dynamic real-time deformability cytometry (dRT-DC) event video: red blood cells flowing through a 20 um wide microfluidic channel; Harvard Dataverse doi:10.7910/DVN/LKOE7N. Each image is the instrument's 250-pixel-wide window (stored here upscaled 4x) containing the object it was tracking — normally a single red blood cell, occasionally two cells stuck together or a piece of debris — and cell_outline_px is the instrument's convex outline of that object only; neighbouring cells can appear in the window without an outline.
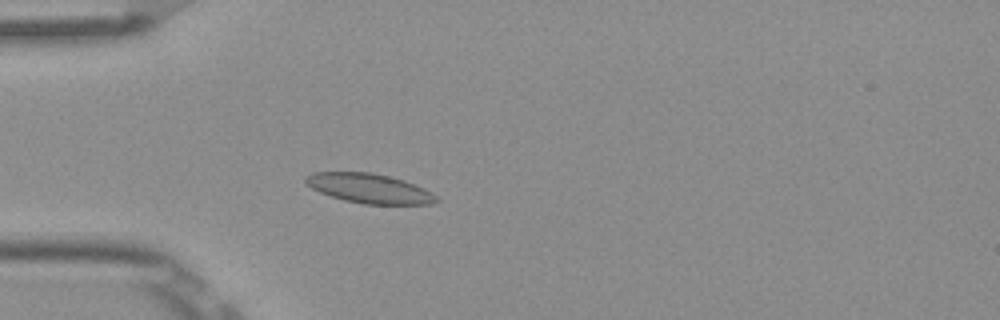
{"species": "Egyptian fruit bat (a non-hibernating species)", "species_latin": "Rousettus aegyptiacus", "temperature_condition": "room temperature", "stored_images_in_passage": 34, "camera_frame_rate_fps": 3000, "um_per_image_px": 0.085, "frame": {"image": 1, "passage_image": 7, "time_ms": 2.0, "image_size_px": [1000, 320], "cell_outline_px": [[440, 200], [432, 204], [364, 204], [344, 200], [320, 192], [312, 188], [304, 180], [304, 176], [312, 172], [372, 172], [404, 180], [424, 188], [436, 196]], "centroid_in_image_um": [31.39, 16.01], "position_along_channel_um": 53.6, "area_um2": 22.43}}
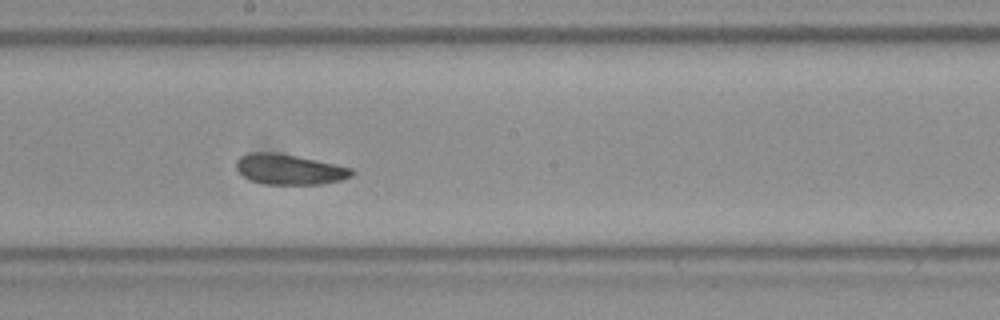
{"frame": {"image": 2, "passage_image": 21, "time_ms": 6.667, "image_size_px": [1000, 320], "cell_outline_px": [[356, 172], [352, 176], [340, 180], [320, 184], [264, 184], [252, 180], [244, 176], [236, 168], [236, 160], [240, 156], [252, 152], [276, 152], [316, 160], [352, 168]], "centroid_in_image_um": [24.6, 14.39], "position_along_channel_um": 223.6, "area_um2": 20.29}}
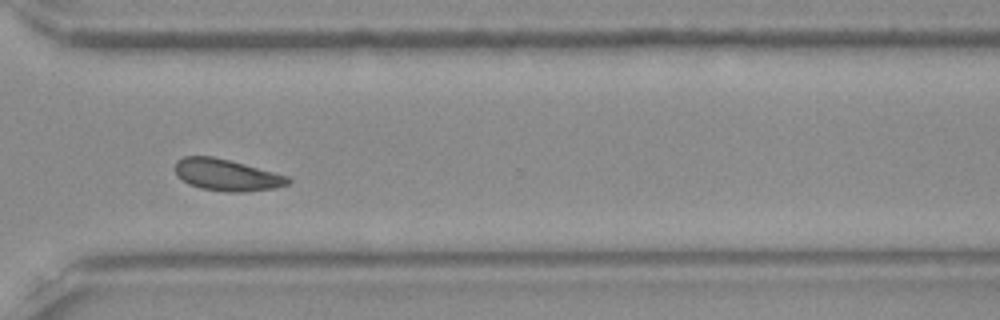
{"frame": {"image": 3, "passage_image": 31, "time_ms": 10.0, "image_size_px": [1000, 320], "cell_outline_px": [[292, 180], [288, 184], [276, 188], [244, 192], [228, 192], [200, 188], [188, 184], [176, 172], [176, 160], [184, 156], [212, 156], [244, 164], [288, 176]], "centroid_in_image_um": [19.29, 14.88], "position_along_channel_um": 351.3, "area_um2": 20.63}, "authors_computed_cell_mechanics": {"area_um2": 20.9525, "velocity_mm_per_s": 3.8285, "shape_relaxation_time_tau1_ms": 4.2434, "shape_relaxation_time_tau2_ms": 3.3205, "deformation_change_tau1": 0.073, "deformation_change_tau2": 0.0623}}